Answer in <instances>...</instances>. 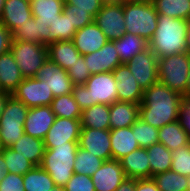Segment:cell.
<instances>
[{
  "instance_id": "obj_1",
  "label": "cell",
  "mask_w": 190,
  "mask_h": 191,
  "mask_svg": "<svg viewBox=\"0 0 190 191\" xmlns=\"http://www.w3.org/2000/svg\"><path fill=\"white\" fill-rule=\"evenodd\" d=\"M183 102L182 95L158 81L143 91L139 118L160 129L179 120Z\"/></svg>"
},
{
  "instance_id": "obj_2",
  "label": "cell",
  "mask_w": 190,
  "mask_h": 191,
  "mask_svg": "<svg viewBox=\"0 0 190 191\" xmlns=\"http://www.w3.org/2000/svg\"><path fill=\"white\" fill-rule=\"evenodd\" d=\"M181 18L158 15L157 29L148 42L150 50L158 57L186 52V27Z\"/></svg>"
},
{
  "instance_id": "obj_3",
  "label": "cell",
  "mask_w": 190,
  "mask_h": 191,
  "mask_svg": "<svg viewBox=\"0 0 190 191\" xmlns=\"http://www.w3.org/2000/svg\"><path fill=\"white\" fill-rule=\"evenodd\" d=\"M117 81L112 72L91 74L84 85H74L72 95L83 110L95 104L111 105L118 101Z\"/></svg>"
},
{
  "instance_id": "obj_4",
  "label": "cell",
  "mask_w": 190,
  "mask_h": 191,
  "mask_svg": "<svg viewBox=\"0 0 190 191\" xmlns=\"http://www.w3.org/2000/svg\"><path fill=\"white\" fill-rule=\"evenodd\" d=\"M78 147V142H67V145L45 149L40 167L48 172L56 186L64 187L74 174Z\"/></svg>"
},
{
  "instance_id": "obj_5",
  "label": "cell",
  "mask_w": 190,
  "mask_h": 191,
  "mask_svg": "<svg viewBox=\"0 0 190 191\" xmlns=\"http://www.w3.org/2000/svg\"><path fill=\"white\" fill-rule=\"evenodd\" d=\"M190 72L188 52L158 58V80L185 98Z\"/></svg>"
},
{
  "instance_id": "obj_6",
  "label": "cell",
  "mask_w": 190,
  "mask_h": 191,
  "mask_svg": "<svg viewBox=\"0 0 190 191\" xmlns=\"http://www.w3.org/2000/svg\"><path fill=\"white\" fill-rule=\"evenodd\" d=\"M126 32L143 37L146 41L157 29L158 14L152 2H123Z\"/></svg>"
},
{
  "instance_id": "obj_7",
  "label": "cell",
  "mask_w": 190,
  "mask_h": 191,
  "mask_svg": "<svg viewBox=\"0 0 190 191\" xmlns=\"http://www.w3.org/2000/svg\"><path fill=\"white\" fill-rule=\"evenodd\" d=\"M10 51L24 78L35 77L48 59L46 45L12 40Z\"/></svg>"
},
{
  "instance_id": "obj_8",
  "label": "cell",
  "mask_w": 190,
  "mask_h": 191,
  "mask_svg": "<svg viewBox=\"0 0 190 191\" xmlns=\"http://www.w3.org/2000/svg\"><path fill=\"white\" fill-rule=\"evenodd\" d=\"M28 107L11 96L0 118V136L4 147H10L24 134Z\"/></svg>"
},
{
  "instance_id": "obj_9",
  "label": "cell",
  "mask_w": 190,
  "mask_h": 191,
  "mask_svg": "<svg viewBox=\"0 0 190 191\" xmlns=\"http://www.w3.org/2000/svg\"><path fill=\"white\" fill-rule=\"evenodd\" d=\"M94 22L108 40L120 39L126 33L123 2L104 3Z\"/></svg>"
},
{
  "instance_id": "obj_10",
  "label": "cell",
  "mask_w": 190,
  "mask_h": 191,
  "mask_svg": "<svg viewBox=\"0 0 190 191\" xmlns=\"http://www.w3.org/2000/svg\"><path fill=\"white\" fill-rule=\"evenodd\" d=\"M12 96L23 102L28 108L39 106H50L54 96L45 81L35 77L24 78L18 85Z\"/></svg>"
},
{
  "instance_id": "obj_11",
  "label": "cell",
  "mask_w": 190,
  "mask_h": 191,
  "mask_svg": "<svg viewBox=\"0 0 190 191\" xmlns=\"http://www.w3.org/2000/svg\"><path fill=\"white\" fill-rule=\"evenodd\" d=\"M126 65L143 90L159 81L158 57L149 47L138 53Z\"/></svg>"
},
{
  "instance_id": "obj_12",
  "label": "cell",
  "mask_w": 190,
  "mask_h": 191,
  "mask_svg": "<svg viewBox=\"0 0 190 191\" xmlns=\"http://www.w3.org/2000/svg\"><path fill=\"white\" fill-rule=\"evenodd\" d=\"M80 131V119L56 117L43 139L45 149H52L56 145H67V142H78Z\"/></svg>"
},
{
  "instance_id": "obj_13",
  "label": "cell",
  "mask_w": 190,
  "mask_h": 191,
  "mask_svg": "<svg viewBox=\"0 0 190 191\" xmlns=\"http://www.w3.org/2000/svg\"><path fill=\"white\" fill-rule=\"evenodd\" d=\"M78 146L103 161L112 160L110 130L81 127Z\"/></svg>"
},
{
  "instance_id": "obj_14",
  "label": "cell",
  "mask_w": 190,
  "mask_h": 191,
  "mask_svg": "<svg viewBox=\"0 0 190 191\" xmlns=\"http://www.w3.org/2000/svg\"><path fill=\"white\" fill-rule=\"evenodd\" d=\"M35 78L40 81H45L54 97L72 93L74 85L68 76V72L62 69L58 64L52 62L49 58L38 70Z\"/></svg>"
},
{
  "instance_id": "obj_15",
  "label": "cell",
  "mask_w": 190,
  "mask_h": 191,
  "mask_svg": "<svg viewBox=\"0 0 190 191\" xmlns=\"http://www.w3.org/2000/svg\"><path fill=\"white\" fill-rule=\"evenodd\" d=\"M56 115L51 106H39L28 109L24 122V133L43 140L55 122Z\"/></svg>"
},
{
  "instance_id": "obj_16",
  "label": "cell",
  "mask_w": 190,
  "mask_h": 191,
  "mask_svg": "<svg viewBox=\"0 0 190 191\" xmlns=\"http://www.w3.org/2000/svg\"><path fill=\"white\" fill-rule=\"evenodd\" d=\"M112 74L117 81L118 101L140 104L144 90L138 85L137 80L130 72L128 66L121 64L112 71Z\"/></svg>"
},
{
  "instance_id": "obj_17",
  "label": "cell",
  "mask_w": 190,
  "mask_h": 191,
  "mask_svg": "<svg viewBox=\"0 0 190 191\" xmlns=\"http://www.w3.org/2000/svg\"><path fill=\"white\" fill-rule=\"evenodd\" d=\"M91 177L96 191H115L126 175L120 161L112 159L104 161Z\"/></svg>"
},
{
  "instance_id": "obj_18",
  "label": "cell",
  "mask_w": 190,
  "mask_h": 191,
  "mask_svg": "<svg viewBox=\"0 0 190 191\" xmlns=\"http://www.w3.org/2000/svg\"><path fill=\"white\" fill-rule=\"evenodd\" d=\"M91 74L112 72L122 64L113 41L108 40L98 51L83 55Z\"/></svg>"
},
{
  "instance_id": "obj_19",
  "label": "cell",
  "mask_w": 190,
  "mask_h": 191,
  "mask_svg": "<svg viewBox=\"0 0 190 191\" xmlns=\"http://www.w3.org/2000/svg\"><path fill=\"white\" fill-rule=\"evenodd\" d=\"M74 46L81 55H88L98 51L108 41L106 35L93 22L81 29H78L72 39Z\"/></svg>"
},
{
  "instance_id": "obj_20",
  "label": "cell",
  "mask_w": 190,
  "mask_h": 191,
  "mask_svg": "<svg viewBox=\"0 0 190 191\" xmlns=\"http://www.w3.org/2000/svg\"><path fill=\"white\" fill-rule=\"evenodd\" d=\"M32 17L31 3L29 1L5 0L0 23L13 33Z\"/></svg>"
},
{
  "instance_id": "obj_21",
  "label": "cell",
  "mask_w": 190,
  "mask_h": 191,
  "mask_svg": "<svg viewBox=\"0 0 190 191\" xmlns=\"http://www.w3.org/2000/svg\"><path fill=\"white\" fill-rule=\"evenodd\" d=\"M126 178L150 179L151 169L146 148H138L120 160Z\"/></svg>"
},
{
  "instance_id": "obj_22",
  "label": "cell",
  "mask_w": 190,
  "mask_h": 191,
  "mask_svg": "<svg viewBox=\"0 0 190 191\" xmlns=\"http://www.w3.org/2000/svg\"><path fill=\"white\" fill-rule=\"evenodd\" d=\"M140 104L116 101L110 105V130L131 127L139 118Z\"/></svg>"
},
{
  "instance_id": "obj_23",
  "label": "cell",
  "mask_w": 190,
  "mask_h": 191,
  "mask_svg": "<svg viewBox=\"0 0 190 191\" xmlns=\"http://www.w3.org/2000/svg\"><path fill=\"white\" fill-rule=\"evenodd\" d=\"M132 127H124L110 130V143L112 151V159L120 160L125 155L140 148Z\"/></svg>"
},
{
  "instance_id": "obj_24",
  "label": "cell",
  "mask_w": 190,
  "mask_h": 191,
  "mask_svg": "<svg viewBox=\"0 0 190 191\" xmlns=\"http://www.w3.org/2000/svg\"><path fill=\"white\" fill-rule=\"evenodd\" d=\"M24 77L11 51L0 56V85L4 92L12 94Z\"/></svg>"
},
{
  "instance_id": "obj_25",
  "label": "cell",
  "mask_w": 190,
  "mask_h": 191,
  "mask_svg": "<svg viewBox=\"0 0 190 191\" xmlns=\"http://www.w3.org/2000/svg\"><path fill=\"white\" fill-rule=\"evenodd\" d=\"M48 58L62 69L68 70L81 56L72 40H63L50 43L47 46Z\"/></svg>"
},
{
  "instance_id": "obj_26",
  "label": "cell",
  "mask_w": 190,
  "mask_h": 191,
  "mask_svg": "<svg viewBox=\"0 0 190 191\" xmlns=\"http://www.w3.org/2000/svg\"><path fill=\"white\" fill-rule=\"evenodd\" d=\"M49 35L48 25L35 22L34 17H32L12 33V40L40 43L48 46Z\"/></svg>"
},
{
  "instance_id": "obj_27",
  "label": "cell",
  "mask_w": 190,
  "mask_h": 191,
  "mask_svg": "<svg viewBox=\"0 0 190 191\" xmlns=\"http://www.w3.org/2000/svg\"><path fill=\"white\" fill-rule=\"evenodd\" d=\"M65 0H33L31 2L32 16L35 22L50 27L51 23L63 13Z\"/></svg>"
},
{
  "instance_id": "obj_28",
  "label": "cell",
  "mask_w": 190,
  "mask_h": 191,
  "mask_svg": "<svg viewBox=\"0 0 190 191\" xmlns=\"http://www.w3.org/2000/svg\"><path fill=\"white\" fill-rule=\"evenodd\" d=\"M22 157L30 160L35 166H40L45 153V144L43 140L34 138L24 133L14 144L10 146Z\"/></svg>"
},
{
  "instance_id": "obj_29",
  "label": "cell",
  "mask_w": 190,
  "mask_h": 191,
  "mask_svg": "<svg viewBox=\"0 0 190 191\" xmlns=\"http://www.w3.org/2000/svg\"><path fill=\"white\" fill-rule=\"evenodd\" d=\"M112 41L115 44L116 51L122 64H126L138 53L148 48V41L143 37L127 32L120 39Z\"/></svg>"
},
{
  "instance_id": "obj_30",
  "label": "cell",
  "mask_w": 190,
  "mask_h": 191,
  "mask_svg": "<svg viewBox=\"0 0 190 191\" xmlns=\"http://www.w3.org/2000/svg\"><path fill=\"white\" fill-rule=\"evenodd\" d=\"M110 105L95 104L82 110L81 127L110 130Z\"/></svg>"
},
{
  "instance_id": "obj_31",
  "label": "cell",
  "mask_w": 190,
  "mask_h": 191,
  "mask_svg": "<svg viewBox=\"0 0 190 191\" xmlns=\"http://www.w3.org/2000/svg\"><path fill=\"white\" fill-rule=\"evenodd\" d=\"M159 143L171 152L188 145L189 137L180 121L164 125L158 132Z\"/></svg>"
},
{
  "instance_id": "obj_32",
  "label": "cell",
  "mask_w": 190,
  "mask_h": 191,
  "mask_svg": "<svg viewBox=\"0 0 190 191\" xmlns=\"http://www.w3.org/2000/svg\"><path fill=\"white\" fill-rule=\"evenodd\" d=\"M146 149L149 155L151 178L159 173L171 170L172 152L162 143L153 144Z\"/></svg>"
},
{
  "instance_id": "obj_33",
  "label": "cell",
  "mask_w": 190,
  "mask_h": 191,
  "mask_svg": "<svg viewBox=\"0 0 190 191\" xmlns=\"http://www.w3.org/2000/svg\"><path fill=\"white\" fill-rule=\"evenodd\" d=\"M158 15L190 20V0H152Z\"/></svg>"
},
{
  "instance_id": "obj_34",
  "label": "cell",
  "mask_w": 190,
  "mask_h": 191,
  "mask_svg": "<svg viewBox=\"0 0 190 191\" xmlns=\"http://www.w3.org/2000/svg\"><path fill=\"white\" fill-rule=\"evenodd\" d=\"M23 184L25 191H50L55 186L51 176L40 166L23 175Z\"/></svg>"
},
{
  "instance_id": "obj_35",
  "label": "cell",
  "mask_w": 190,
  "mask_h": 191,
  "mask_svg": "<svg viewBox=\"0 0 190 191\" xmlns=\"http://www.w3.org/2000/svg\"><path fill=\"white\" fill-rule=\"evenodd\" d=\"M51 109L56 117L80 119L82 109L74 100L72 93L54 97L51 103Z\"/></svg>"
},
{
  "instance_id": "obj_36",
  "label": "cell",
  "mask_w": 190,
  "mask_h": 191,
  "mask_svg": "<svg viewBox=\"0 0 190 191\" xmlns=\"http://www.w3.org/2000/svg\"><path fill=\"white\" fill-rule=\"evenodd\" d=\"M160 191H188L189 178L172 170L152 177Z\"/></svg>"
},
{
  "instance_id": "obj_37",
  "label": "cell",
  "mask_w": 190,
  "mask_h": 191,
  "mask_svg": "<svg viewBox=\"0 0 190 191\" xmlns=\"http://www.w3.org/2000/svg\"><path fill=\"white\" fill-rule=\"evenodd\" d=\"M104 161L82 148L77 149L74 162V173L92 176Z\"/></svg>"
},
{
  "instance_id": "obj_38",
  "label": "cell",
  "mask_w": 190,
  "mask_h": 191,
  "mask_svg": "<svg viewBox=\"0 0 190 191\" xmlns=\"http://www.w3.org/2000/svg\"><path fill=\"white\" fill-rule=\"evenodd\" d=\"M131 127L140 148H147L159 143L158 128L153 127L140 118H138Z\"/></svg>"
},
{
  "instance_id": "obj_39",
  "label": "cell",
  "mask_w": 190,
  "mask_h": 191,
  "mask_svg": "<svg viewBox=\"0 0 190 191\" xmlns=\"http://www.w3.org/2000/svg\"><path fill=\"white\" fill-rule=\"evenodd\" d=\"M6 162V169L8 173L25 175L32 170L35 165L25 157L19 155L18 152L13 151L10 147H5L1 152Z\"/></svg>"
},
{
  "instance_id": "obj_40",
  "label": "cell",
  "mask_w": 190,
  "mask_h": 191,
  "mask_svg": "<svg viewBox=\"0 0 190 191\" xmlns=\"http://www.w3.org/2000/svg\"><path fill=\"white\" fill-rule=\"evenodd\" d=\"M49 44L57 41L72 40L77 29L71 24L69 18L62 13L49 27Z\"/></svg>"
},
{
  "instance_id": "obj_41",
  "label": "cell",
  "mask_w": 190,
  "mask_h": 191,
  "mask_svg": "<svg viewBox=\"0 0 190 191\" xmlns=\"http://www.w3.org/2000/svg\"><path fill=\"white\" fill-rule=\"evenodd\" d=\"M171 170L190 178V154L187 146L172 152Z\"/></svg>"
},
{
  "instance_id": "obj_42",
  "label": "cell",
  "mask_w": 190,
  "mask_h": 191,
  "mask_svg": "<svg viewBox=\"0 0 190 191\" xmlns=\"http://www.w3.org/2000/svg\"><path fill=\"white\" fill-rule=\"evenodd\" d=\"M63 13L77 30L94 22V18L89 13L81 9H73L69 4L64 5Z\"/></svg>"
},
{
  "instance_id": "obj_43",
  "label": "cell",
  "mask_w": 190,
  "mask_h": 191,
  "mask_svg": "<svg viewBox=\"0 0 190 191\" xmlns=\"http://www.w3.org/2000/svg\"><path fill=\"white\" fill-rule=\"evenodd\" d=\"M67 72L73 85H84L91 76L83 55L78 58L73 67H70Z\"/></svg>"
},
{
  "instance_id": "obj_44",
  "label": "cell",
  "mask_w": 190,
  "mask_h": 191,
  "mask_svg": "<svg viewBox=\"0 0 190 191\" xmlns=\"http://www.w3.org/2000/svg\"><path fill=\"white\" fill-rule=\"evenodd\" d=\"M65 191H96L92 177L74 173L64 186Z\"/></svg>"
},
{
  "instance_id": "obj_45",
  "label": "cell",
  "mask_w": 190,
  "mask_h": 191,
  "mask_svg": "<svg viewBox=\"0 0 190 191\" xmlns=\"http://www.w3.org/2000/svg\"><path fill=\"white\" fill-rule=\"evenodd\" d=\"M73 9H81L93 18L100 12L104 2L102 0H65Z\"/></svg>"
},
{
  "instance_id": "obj_46",
  "label": "cell",
  "mask_w": 190,
  "mask_h": 191,
  "mask_svg": "<svg viewBox=\"0 0 190 191\" xmlns=\"http://www.w3.org/2000/svg\"><path fill=\"white\" fill-rule=\"evenodd\" d=\"M0 191H25L23 175L6 172L0 181Z\"/></svg>"
},
{
  "instance_id": "obj_47",
  "label": "cell",
  "mask_w": 190,
  "mask_h": 191,
  "mask_svg": "<svg viewBox=\"0 0 190 191\" xmlns=\"http://www.w3.org/2000/svg\"><path fill=\"white\" fill-rule=\"evenodd\" d=\"M179 121L190 139V97L184 98L180 108Z\"/></svg>"
},
{
  "instance_id": "obj_48",
  "label": "cell",
  "mask_w": 190,
  "mask_h": 191,
  "mask_svg": "<svg viewBox=\"0 0 190 191\" xmlns=\"http://www.w3.org/2000/svg\"><path fill=\"white\" fill-rule=\"evenodd\" d=\"M12 33L0 23V56L10 51Z\"/></svg>"
},
{
  "instance_id": "obj_49",
  "label": "cell",
  "mask_w": 190,
  "mask_h": 191,
  "mask_svg": "<svg viewBox=\"0 0 190 191\" xmlns=\"http://www.w3.org/2000/svg\"><path fill=\"white\" fill-rule=\"evenodd\" d=\"M136 191H160L153 178L150 179H137Z\"/></svg>"
},
{
  "instance_id": "obj_50",
  "label": "cell",
  "mask_w": 190,
  "mask_h": 191,
  "mask_svg": "<svg viewBox=\"0 0 190 191\" xmlns=\"http://www.w3.org/2000/svg\"><path fill=\"white\" fill-rule=\"evenodd\" d=\"M115 191H136V179L125 178Z\"/></svg>"
},
{
  "instance_id": "obj_51",
  "label": "cell",
  "mask_w": 190,
  "mask_h": 191,
  "mask_svg": "<svg viewBox=\"0 0 190 191\" xmlns=\"http://www.w3.org/2000/svg\"><path fill=\"white\" fill-rule=\"evenodd\" d=\"M12 96V94H9L7 92H4L0 94V118L2 116V113L4 111V107L7 103V100Z\"/></svg>"
},
{
  "instance_id": "obj_52",
  "label": "cell",
  "mask_w": 190,
  "mask_h": 191,
  "mask_svg": "<svg viewBox=\"0 0 190 191\" xmlns=\"http://www.w3.org/2000/svg\"><path fill=\"white\" fill-rule=\"evenodd\" d=\"M6 172V162L4 161L3 154L0 152V181L2 180Z\"/></svg>"
},
{
  "instance_id": "obj_53",
  "label": "cell",
  "mask_w": 190,
  "mask_h": 191,
  "mask_svg": "<svg viewBox=\"0 0 190 191\" xmlns=\"http://www.w3.org/2000/svg\"><path fill=\"white\" fill-rule=\"evenodd\" d=\"M185 44H186V52L190 54V20L188 21V24L186 27Z\"/></svg>"
},
{
  "instance_id": "obj_54",
  "label": "cell",
  "mask_w": 190,
  "mask_h": 191,
  "mask_svg": "<svg viewBox=\"0 0 190 191\" xmlns=\"http://www.w3.org/2000/svg\"><path fill=\"white\" fill-rule=\"evenodd\" d=\"M189 97H190V72L188 77V83L185 90V98H189Z\"/></svg>"
},
{
  "instance_id": "obj_55",
  "label": "cell",
  "mask_w": 190,
  "mask_h": 191,
  "mask_svg": "<svg viewBox=\"0 0 190 191\" xmlns=\"http://www.w3.org/2000/svg\"><path fill=\"white\" fill-rule=\"evenodd\" d=\"M125 3H142V2H152V0H122Z\"/></svg>"
},
{
  "instance_id": "obj_56",
  "label": "cell",
  "mask_w": 190,
  "mask_h": 191,
  "mask_svg": "<svg viewBox=\"0 0 190 191\" xmlns=\"http://www.w3.org/2000/svg\"><path fill=\"white\" fill-rule=\"evenodd\" d=\"M50 191H65V188L55 185L53 188L50 189Z\"/></svg>"
},
{
  "instance_id": "obj_57",
  "label": "cell",
  "mask_w": 190,
  "mask_h": 191,
  "mask_svg": "<svg viewBox=\"0 0 190 191\" xmlns=\"http://www.w3.org/2000/svg\"><path fill=\"white\" fill-rule=\"evenodd\" d=\"M5 0H0V19L2 17Z\"/></svg>"
},
{
  "instance_id": "obj_58",
  "label": "cell",
  "mask_w": 190,
  "mask_h": 191,
  "mask_svg": "<svg viewBox=\"0 0 190 191\" xmlns=\"http://www.w3.org/2000/svg\"><path fill=\"white\" fill-rule=\"evenodd\" d=\"M104 3H110V2H122V0H102Z\"/></svg>"
},
{
  "instance_id": "obj_59",
  "label": "cell",
  "mask_w": 190,
  "mask_h": 191,
  "mask_svg": "<svg viewBox=\"0 0 190 191\" xmlns=\"http://www.w3.org/2000/svg\"><path fill=\"white\" fill-rule=\"evenodd\" d=\"M4 148L5 147H4L3 143H2V139H1V136H0V152H2Z\"/></svg>"
},
{
  "instance_id": "obj_60",
  "label": "cell",
  "mask_w": 190,
  "mask_h": 191,
  "mask_svg": "<svg viewBox=\"0 0 190 191\" xmlns=\"http://www.w3.org/2000/svg\"><path fill=\"white\" fill-rule=\"evenodd\" d=\"M187 149H188V152L190 154V139H189V142H188V145H187Z\"/></svg>"
},
{
  "instance_id": "obj_61",
  "label": "cell",
  "mask_w": 190,
  "mask_h": 191,
  "mask_svg": "<svg viewBox=\"0 0 190 191\" xmlns=\"http://www.w3.org/2000/svg\"><path fill=\"white\" fill-rule=\"evenodd\" d=\"M2 93H4V91H3V89H2V87L0 85V94H2Z\"/></svg>"
}]
</instances>
